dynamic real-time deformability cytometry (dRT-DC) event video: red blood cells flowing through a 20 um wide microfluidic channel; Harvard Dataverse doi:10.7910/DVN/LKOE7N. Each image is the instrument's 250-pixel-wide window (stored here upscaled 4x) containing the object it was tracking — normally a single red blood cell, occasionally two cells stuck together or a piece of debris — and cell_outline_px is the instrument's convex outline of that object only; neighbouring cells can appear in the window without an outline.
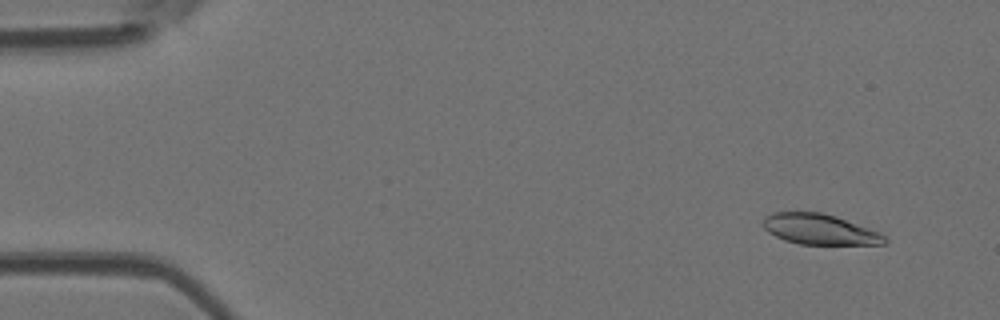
{"species": "Egyptian fruit bat (a non-hibernating species)", "species_latin": "Rousettus aegyptiacus", "temperature_condition": "room temperature", "stored_images_in_passage": 4, "camera_frame_rate_fps": 3000, "um_per_image_px": 0.085, "animal": {"sex": "female"}, "frame": {"image": 1, "passage_image": 1, "time_ms": 0.0, "image_size_px": [1000, 320], "cell_outline_px": [[888, 244], [800, 244], [784, 240], [768, 232], [764, 228], [764, 216], [772, 212], [820, 212], [836, 216], [880, 232], [888, 240]], "centroid_in_image_um": [69.68, 19.49], "position_along_channel_um": 15.3, "area_um2": 21.56}}
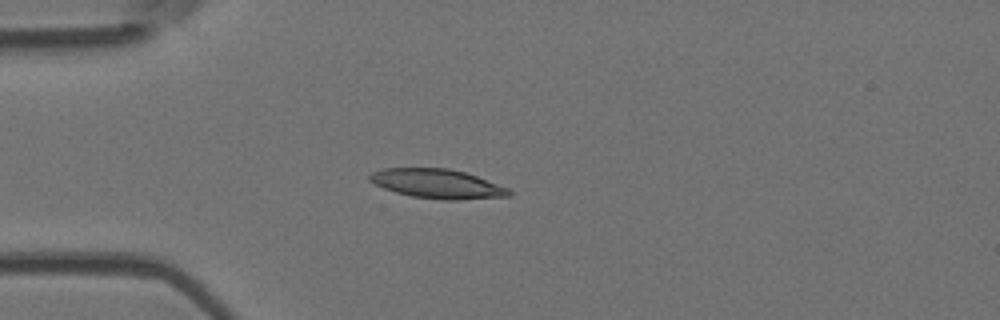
{"frame": {"image": 2, "passage_image": 4, "time_ms": 3.333, "image_size_px": [1000, 320], "cell_outline_px": [[512, 196], [460, 200], [444, 200], [412, 196], [396, 192], [384, 188], [368, 180], [368, 176], [372, 172], [384, 168], [448, 168], [464, 172], [476, 176], [508, 188], [512, 192]], "centroid_in_image_um": [37.18, 15.62], "position_along_channel_um": 47.8, "area_um2": 23.7}}